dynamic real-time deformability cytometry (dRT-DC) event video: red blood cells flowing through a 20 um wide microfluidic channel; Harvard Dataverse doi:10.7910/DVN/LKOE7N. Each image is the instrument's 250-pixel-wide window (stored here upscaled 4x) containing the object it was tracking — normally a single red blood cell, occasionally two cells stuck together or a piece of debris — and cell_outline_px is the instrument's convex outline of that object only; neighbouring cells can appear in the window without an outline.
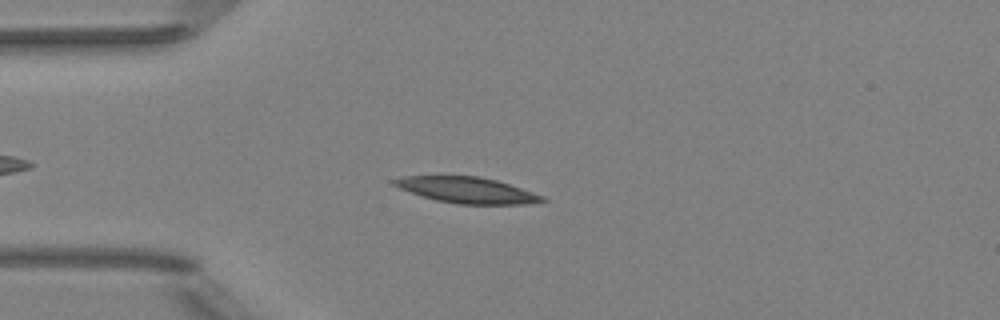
{"species": "Egyptian fruit bat (a non-hibernating species)", "species_latin": "Rousettus aegyptiacus", "temperature_condition": "room temperature", "stored_images_in_passage": 4, "camera_frame_rate_fps": 3000, "um_per_image_px": 0.085, "animal": {"sex": "female"}, "frame": {"image": 1, "passage_image": 1, "time_ms": 0.0, "image_size_px": [1000, 320], "cell_outline_px": [[548, 200], [528, 204], [456, 204], [436, 200], [400, 188], [392, 184], [392, 180], [404, 176], [480, 176], [496, 180], [544, 196]], "centroid_in_image_um": [39.71, 16.16], "position_along_channel_um": 45.3, "area_um2": 22.14}}
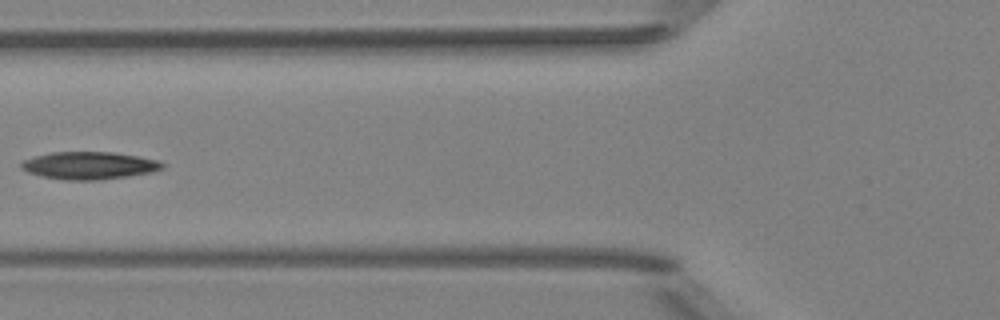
{"frame": {"image": 2, "passage_image": 3, "time_ms": 2.333, "image_size_px": [1000, 320], "cell_outline_px": [[164, 168], [152, 172], [128, 176], [100, 180], [64, 180], [40, 176], [28, 172], [20, 168], [20, 164], [24, 160], [36, 156], [52, 152], [112, 152], [136, 156], [156, 160], [164, 164]], "centroid_in_image_um": [7.56, 14.08], "position_along_channel_um": 118.2, "area_um2": 22.54}}
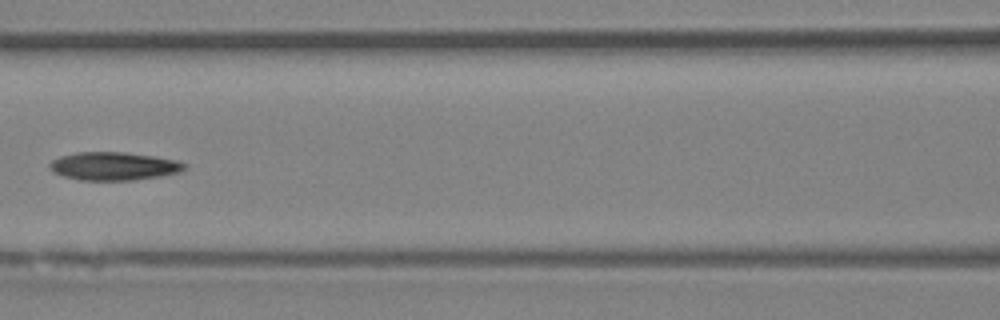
{"frame": {"image": 3, "passage_image": 4, "time_ms": 3.333, "image_size_px": [1000, 320], "cell_outline_px": [[188, 164], [180, 172], [160, 176], [132, 180], [80, 180], [64, 176], [52, 172], [48, 168], [48, 164], [52, 160], [60, 156], [76, 152], [124, 152], [156, 156], [176, 160]], "centroid_in_image_um": [9.65, 14.11], "position_along_channel_um": 157.0, "area_um2": 22.25}}